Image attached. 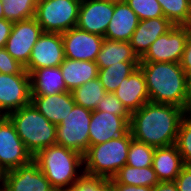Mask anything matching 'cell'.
<instances>
[{
    "label": "cell",
    "instance_id": "obj_38",
    "mask_svg": "<svg viewBox=\"0 0 191 191\" xmlns=\"http://www.w3.org/2000/svg\"><path fill=\"white\" fill-rule=\"evenodd\" d=\"M14 22L6 20L4 18L0 19V48H4L6 41L9 38Z\"/></svg>",
    "mask_w": 191,
    "mask_h": 191
},
{
    "label": "cell",
    "instance_id": "obj_10",
    "mask_svg": "<svg viewBox=\"0 0 191 191\" xmlns=\"http://www.w3.org/2000/svg\"><path fill=\"white\" fill-rule=\"evenodd\" d=\"M31 103L29 73L24 69L20 74L0 73V116Z\"/></svg>",
    "mask_w": 191,
    "mask_h": 191
},
{
    "label": "cell",
    "instance_id": "obj_36",
    "mask_svg": "<svg viewBox=\"0 0 191 191\" xmlns=\"http://www.w3.org/2000/svg\"><path fill=\"white\" fill-rule=\"evenodd\" d=\"M174 182L178 191H191V166L184 165Z\"/></svg>",
    "mask_w": 191,
    "mask_h": 191
},
{
    "label": "cell",
    "instance_id": "obj_15",
    "mask_svg": "<svg viewBox=\"0 0 191 191\" xmlns=\"http://www.w3.org/2000/svg\"><path fill=\"white\" fill-rule=\"evenodd\" d=\"M3 189L5 191H55L34 160L5 172Z\"/></svg>",
    "mask_w": 191,
    "mask_h": 191
},
{
    "label": "cell",
    "instance_id": "obj_1",
    "mask_svg": "<svg viewBox=\"0 0 191 191\" xmlns=\"http://www.w3.org/2000/svg\"><path fill=\"white\" fill-rule=\"evenodd\" d=\"M184 117L183 108L149 101L131 113L129 130L139 142L155 148L170 146L176 142Z\"/></svg>",
    "mask_w": 191,
    "mask_h": 191
},
{
    "label": "cell",
    "instance_id": "obj_33",
    "mask_svg": "<svg viewBox=\"0 0 191 191\" xmlns=\"http://www.w3.org/2000/svg\"><path fill=\"white\" fill-rule=\"evenodd\" d=\"M70 191H114L111 183L102 177L85 173L73 184Z\"/></svg>",
    "mask_w": 191,
    "mask_h": 191
},
{
    "label": "cell",
    "instance_id": "obj_16",
    "mask_svg": "<svg viewBox=\"0 0 191 191\" xmlns=\"http://www.w3.org/2000/svg\"><path fill=\"white\" fill-rule=\"evenodd\" d=\"M129 131V123L121 116L103 111H92L89 124L90 146L102 144Z\"/></svg>",
    "mask_w": 191,
    "mask_h": 191
},
{
    "label": "cell",
    "instance_id": "obj_22",
    "mask_svg": "<svg viewBox=\"0 0 191 191\" xmlns=\"http://www.w3.org/2000/svg\"><path fill=\"white\" fill-rule=\"evenodd\" d=\"M31 95H54L69 91L60 66L35 69L30 74Z\"/></svg>",
    "mask_w": 191,
    "mask_h": 191
},
{
    "label": "cell",
    "instance_id": "obj_13",
    "mask_svg": "<svg viewBox=\"0 0 191 191\" xmlns=\"http://www.w3.org/2000/svg\"><path fill=\"white\" fill-rule=\"evenodd\" d=\"M65 58L95 62L104 37L83 31L77 27L62 34Z\"/></svg>",
    "mask_w": 191,
    "mask_h": 191
},
{
    "label": "cell",
    "instance_id": "obj_8",
    "mask_svg": "<svg viewBox=\"0 0 191 191\" xmlns=\"http://www.w3.org/2000/svg\"><path fill=\"white\" fill-rule=\"evenodd\" d=\"M33 160L23 141L7 116H0V168L14 170Z\"/></svg>",
    "mask_w": 191,
    "mask_h": 191
},
{
    "label": "cell",
    "instance_id": "obj_37",
    "mask_svg": "<svg viewBox=\"0 0 191 191\" xmlns=\"http://www.w3.org/2000/svg\"><path fill=\"white\" fill-rule=\"evenodd\" d=\"M180 66L186 74L191 72V28L188 26V37L180 60Z\"/></svg>",
    "mask_w": 191,
    "mask_h": 191
},
{
    "label": "cell",
    "instance_id": "obj_43",
    "mask_svg": "<svg viewBox=\"0 0 191 191\" xmlns=\"http://www.w3.org/2000/svg\"><path fill=\"white\" fill-rule=\"evenodd\" d=\"M4 18V14H3V3L0 0V19Z\"/></svg>",
    "mask_w": 191,
    "mask_h": 191
},
{
    "label": "cell",
    "instance_id": "obj_34",
    "mask_svg": "<svg viewBox=\"0 0 191 191\" xmlns=\"http://www.w3.org/2000/svg\"><path fill=\"white\" fill-rule=\"evenodd\" d=\"M95 110L121 116L130 124L131 113L113 93H105Z\"/></svg>",
    "mask_w": 191,
    "mask_h": 191
},
{
    "label": "cell",
    "instance_id": "obj_31",
    "mask_svg": "<svg viewBox=\"0 0 191 191\" xmlns=\"http://www.w3.org/2000/svg\"><path fill=\"white\" fill-rule=\"evenodd\" d=\"M175 145L184 165L191 166V117L185 116L178 129Z\"/></svg>",
    "mask_w": 191,
    "mask_h": 191
},
{
    "label": "cell",
    "instance_id": "obj_7",
    "mask_svg": "<svg viewBox=\"0 0 191 191\" xmlns=\"http://www.w3.org/2000/svg\"><path fill=\"white\" fill-rule=\"evenodd\" d=\"M92 111L75 104L56 128V144L84 156L89 149V124Z\"/></svg>",
    "mask_w": 191,
    "mask_h": 191
},
{
    "label": "cell",
    "instance_id": "obj_30",
    "mask_svg": "<svg viewBox=\"0 0 191 191\" xmlns=\"http://www.w3.org/2000/svg\"><path fill=\"white\" fill-rule=\"evenodd\" d=\"M155 147L132 139L130 142L126 165L144 168L152 166Z\"/></svg>",
    "mask_w": 191,
    "mask_h": 191
},
{
    "label": "cell",
    "instance_id": "obj_26",
    "mask_svg": "<svg viewBox=\"0 0 191 191\" xmlns=\"http://www.w3.org/2000/svg\"><path fill=\"white\" fill-rule=\"evenodd\" d=\"M140 62H118L108 68L99 69L98 79L106 93H113L124 78L139 67Z\"/></svg>",
    "mask_w": 191,
    "mask_h": 191
},
{
    "label": "cell",
    "instance_id": "obj_29",
    "mask_svg": "<svg viewBox=\"0 0 191 191\" xmlns=\"http://www.w3.org/2000/svg\"><path fill=\"white\" fill-rule=\"evenodd\" d=\"M4 19L17 22L35 17L38 0H1Z\"/></svg>",
    "mask_w": 191,
    "mask_h": 191
},
{
    "label": "cell",
    "instance_id": "obj_12",
    "mask_svg": "<svg viewBox=\"0 0 191 191\" xmlns=\"http://www.w3.org/2000/svg\"><path fill=\"white\" fill-rule=\"evenodd\" d=\"M114 14V0H81L76 27L104 37Z\"/></svg>",
    "mask_w": 191,
    "mask_h": 191
},
{
    "label": "cell",
    "instance_id": "obj_35",
    "mask_svg": "<svg viewBox=\"0 0 191 191\" xmlns=\"http://www.w3.org/2000/svg\"><path fill=\"white\" fill-rule=\"evenodd\" d=\"M24 69V66L16 61L5 48H0V73L20 74Z\"/></svg>",
    "mask_w": 191,
    "mask_h": 191
},
{
    "label": "cell",
    "instance_id": "obj_32",
    "mask_svg": "<svg viewBox=\"0 0 191 191\" xmlns=\"http://www.w3.org/2000/svg\"><path fill=\"white\" fill-rule=\"evenodd\" d=\"M137 14L139 21L164 17L163 10L157 0H124Z\"/></svg>",
    "mask_w": 191,
    "mask_h": 191
},
{
    "label": "cell",
    "instance_id": "obj_24",
    "mask_svg": "<svg viewBox=\"0 0 191 191\" xmlns=\"http://www.w3.org/2000/svg\"><path fill=\"white\" fill-rule=\"evenodd\" d=\"M118 62H140V59L134 53L130 42L113 41L104 38L95 63L99 69H102L118 64Z\"/></svg>",
    "mask_w": 191,
    "mask_h": 191
},
{
    "label": "cell",
    "instance_id": "obj_11",
    "mask_svg": "<svg viewBox=\"0 0 191 191\" xmlns=\"http://www.w3.org/2000/svg\"><path fill=\"white\" fill-rule=\"evenodd\" d=\"M42 34V27L35 18L14 22L4 48L25 67L30 59L33 46Z\"/></svg>",
    "mask_w": 191,
    "mask_h": 191
},
{
    "label": "cell",
    "instance_id": "obj_14",
    "mask_svg": "<svg viewBox=\"0 0 191 191\" xmlns=\"http://www.w3.org/2000/svg\"><path fill=\"white\" fill-rule=\"evenodd\" d=\"M64 59L62 35L43 32L33 46L28 64L24 68L30 74L35 69L60 66Z\"/></svg>",
    "mask_w": 191,
    "mask_h": 191
},
{
    "label": "cell",
    "instance_id": "obj_4",
    "mask_svg": "<svg viewBox=\"0 0 191 191\" xmlns=\"http://www.w3.org/2000/svg\"><path fill=\"white\" fill-rule=\"evenodd\" d=\"M34 157L40 150L56 144V125H53L30 103L7 115Z\"/></svg>",
    "mask_w": 191,
    "mask_h": 191
},
{
    "label": "cell",
    "instance_id": "obj_25",
    "mask_svg": "<svg viewBox=\"0 0 191 191\" xmlns=\"http://www.w3.org/2000/svg\"><path fill=\"white\" fill-rule=\"evenodd\" d=\"M120 184L133 186L153 187L159 183V179L152 166L138 168L124 165L113 177Z\"/></svg>",
    "mask_w": 191,
    "mask_h": 191
},
{
    "label": "cell",
    "instance_id": "obj_40",
    "mask_svg": "<svg viewBox=\"0 0 191 191\" xmlns=\"http://www.w3.org/2000/svg\"><path fill=\"white\" fill-rule=\"evenodd\" d=\"M183 110L185 116L191 117V72L186 74V97Z\"/></svg>",
    "mask_w": 191,
    "mask_h": 191
},
{
    "label": "cell",
    "instance_id": "obj_28",
    "mask_svg": "<svg viewBox=\"0 0 191 191\" xmlns=\"http://www.w3.org/2000/svg\"><path fill=\"white\" fill-rule=\"evenodd\" d=\"M163 15L173 25L188 26L191 20V0H157Z\"/></svg>",
    "mask_w": 191,
    "mask_h": 191
},
{
    "label": "cell",
    "instance_id": "obj_19",
    "mask_svg": "<svg viewBox=\"0 0 191 191\" xmlns=\"http://www.w3.org/2000/svg\"><path fill=\"white\" fill-rule=\"evenodd\" d=\"M137 14L124 1H114V14L105 32V39L130 42L138 26Z\"/></svg>",
    "mask_w": 191,
    "mask_h": 191
},
{
    "label": "cell",
    "instance_id": "obj_27",
    "mask_svg": "<svg viewBox=\"0 0 191 191\" xmlns=\"http://www.w3.org/2000/svg\"><path fill=\"white\" fill-rule=\"evenodd\" d=\"M105 93L106 91L98 77L72 91L75 103L91 111L97 108Z\"/></svg>",
    "mask_w": 191,
    "mask_h": 191
},
{
    "label": "cell",
    "instance_id": "obj_39",
    "mask_svg": "<svg viewBox=\"0 0 191 191\" xmlns=\"http://www.w3.org/2000/svg\"><path fill=\"white\" fill-rule=\"evenodd\" d=\"M114 191H152L151 187L146 186H133L117 183L113 178L108 179Z\"/></svg>",
    "mask_w": 191,
    "mask_h": 191
},
{
    "label": "cell",
    "instance_id": "obj_17",
    "mask_svg": "<svg viewBox=\"0 0 191 191\" xmlns=\"http://www.w3.org/2000/svg\"><path fill=\"white\" fill-rule=\"evenodd\" d=\"M113 94L130 113L139 110L149 102L146 79L140 67L124 78Z\"/></svg>",
    "mask_w": 191,
    "mask_h": 191
},
{
    "label": "cell",
    "instance_id": "obj_18",
    "mask_svg": "<svg viewBox=\"0 0 191 191\" xmlns=\"http://www.w3.org/2000/svg\"><path fill=\"white\" fill-rule=\"evenodd\" d=\"M31 103L43 116L56 126L65 119L76 104L72 91L54 95H31Z\"/></svg>",
    "mask_w": 191,
    "mask_h": 191
},
{
    "label": "cell",
    "instance_id": "obj_42",
    "mask_svg": "<svg viewBox=\"0 0 191 191\" xmlns=\"http://www.w3.org/2000/svg\"><path fill=\"white\" fill-rule=\"evenodd\" d=\"M4 174L5 172L0 168V189H2L4 186Z\"/></svg>",
    "mask_w": 191,
    "mask_h": 191
},
{
    "label": "cell",
    "instance_id": "obj_2",
    "mask_svg": "<svg viewBox=\"0 0 191 191\" xmlns=\"http://www.w3.org/2000/svg\"><path fill=\"white\" fill-rule=\"evenodd\" d=\"M144 73L149 101L184 107L186 73L180 63L140 62Z\"/></svg>",
    "mask_w": 191,
    "mask_h": 191
},
{
    "label": "cell",
    "instance_id": "obj_41",
    "mask_svg": "<svg viewBox=\"0 0 191 191\" xmlns=\"http://www.w3.org/2000/svg\"><path fill=\"white\" fill-rule=\"evenodd\" d=\"M152 191H178L175 182H159L152 187Z\"/></svg>",
    "mask_w": 191,
    "mask_h": 191
},
{
    "label": "cell",
    "instance_id": "obj_20",
    "mask_svg": "<svg viewBox=\"0 0 191 191\" xmlns=\"http://www.w3.org/2000/svg\"><path fill=\"white\" fill-rule=\"evenodd\" d=\"M174 25L165 17L151 18L139 21L130 45L134 53L140 59L149 46L161 35L168 32Z\"/></svg>",
    "mask_w": 191,
    "mask_h": 191
},
{
    "label": "cell",
    "instance_id": "obj_5",
    "mask_svg": "<svg viewBox=\"0 0 191 191\" xmlns=\"http://www.w3.org/2000/svg\"><path fill=\"white\" fill-rule=\"evenodd\" d=\"M132 139V133L129 130L120 137L102 144L89 146V149L83 156L84 173L107 180L113 178L126 164Z\"/></svg>",
    "mask_w": 191,
    "mask_h": 191
},
{
    "label": "cell",
    "instance_id": "obj_9",
    "mask_svg": "<svg viewBox=\"0 0 191 191\" xmlns=\"http://www.w3.org/2000/svg\"><path fill=\"white\" fill-rule=\"evenodd\" d=\"M187 37L188 26L174 25L149 46L140 62L180 63Z\"/></svg>",
    "mask_w": 191,
    "mask_h": 191
},
{
    "label": "cell",
    "instance_id": "obj_3",
    "mask_svg": "<svg viewBox=\"0 0 191 191\" xmlns=\"http://www.w3.org/2000/svg\"><path fill=\"white\" fill-rule=\"evenodd\" d=\"M33 160L55 190H70L84 173L83 155L59 144L40 150Z\"/></svg>",
    "mask_w": 191,
    "mask_h": 191
},
{
    "label": "cell",
    "instance_id": "obj_23",
    "mask_svg": "<svg viewBox=\"0 0 191 191\" xmlns=\"http://www.w3.org/2000/svg\"><path fill=\"white\" fill-rule=\"evenodd\" d=\"M62 76L69 91L82 86L88 81L97 78L99 68L93 61L72 60L65 58L60 64Z\"/></svg>",
    "mask_w": 191,
    "mask_h": 191
},
{
    "label": "cell",
    "instance_id": "obj_6",
    "mask_svg": "<svg viewBox=\"0 0 191 191\" xmlns=\"http://www.w3.org/2000/svg\"><path fill=\"white\" fill-rule=\"evenodd\" d=\"M81 0H38L35 19L43 32L62 34L76 27Z\"/></svg>",
    "mask_w": 191,
    "mask_h": 191
},
{
    "label": "cell",
    "instance_id": "obj_21",
    "mask_svg": "<svg viewBox=\"0 0 191 191\" xmlns=\"http://www.w3.org/2000/svg\"><path fill=\"white\" fill-rule=\"evenodd\" d=\"M184 163L175 144L154 150L152 167L159 182H174Z\"/></svg>",
    "mask_w": 191,
    "mask_h": 191
}]
</instances>
